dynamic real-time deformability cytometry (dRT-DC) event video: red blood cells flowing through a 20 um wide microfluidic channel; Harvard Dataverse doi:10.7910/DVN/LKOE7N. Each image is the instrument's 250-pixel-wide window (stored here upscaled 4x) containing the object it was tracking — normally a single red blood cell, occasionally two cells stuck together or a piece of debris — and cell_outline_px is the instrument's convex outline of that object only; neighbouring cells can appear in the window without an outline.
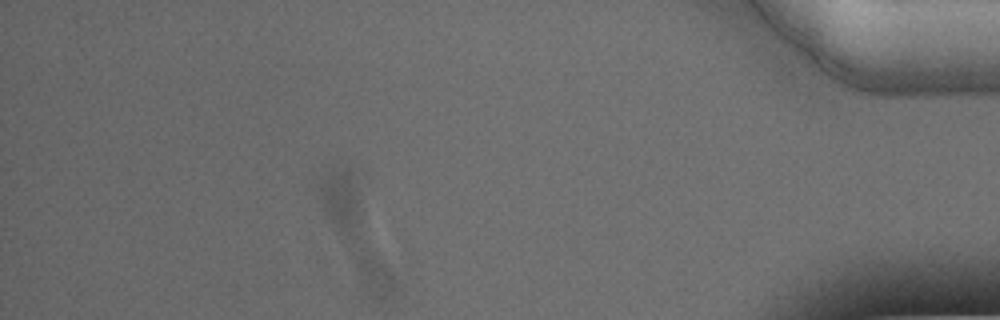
{"species": "Egyptian fruit bat (a non-hibernating species)", "species_latin": "Rousettus aegyptiacus", "temperature_condition": "warm", "stored_images_in_passage": 35, "segment_of_instrument_passage": [2, 2], "camera_frame_rate_fps": 3000, "um_per_image_px": 0.085, "animal": {"sex": "male"}, "frame": {"image": 1, "passage_image": 35, "time_ms": 11.333, "image_size_px": [1000, 320], "cell_outline_px": [[400, 296], [392, 300], [380, 304], [372, 300], [368, 296], [356, 280], [324, 212], [320, 200], [316, 176], [332, 168], [348, 168], [352, 172], [396, 280]], "centroid_in_image_um": [30.32, 19.9], "position_along_channel_um": 404.9, "area_um2": 38.32}}